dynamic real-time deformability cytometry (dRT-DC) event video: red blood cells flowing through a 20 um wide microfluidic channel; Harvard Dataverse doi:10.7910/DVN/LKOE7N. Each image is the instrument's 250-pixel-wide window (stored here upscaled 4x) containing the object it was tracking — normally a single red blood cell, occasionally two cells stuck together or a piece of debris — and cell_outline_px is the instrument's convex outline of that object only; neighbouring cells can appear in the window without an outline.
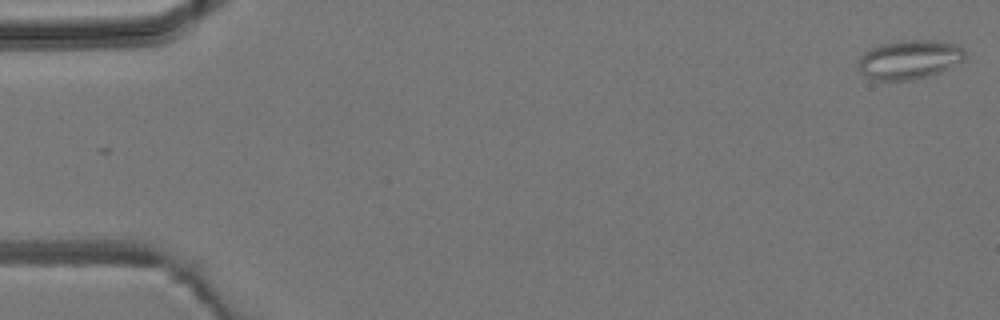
{"species": "common noctule bat (a hibernating species)", "species_latin": "Nyctalus noctula", "temperature_condition": "room temperature", "stored_images_in_passage": 6, "camera_frame_rate_fps": 3000, "um_per_image_px": 0.085, "animal": {"sex": "male", "body_mass_g": 19.2, "forearm_length_mm": 51.8}, "frame": {"image": 1, "passage_image": 6, "time_ms": 5.667, "image_size_px": [1000, 320], "cell_outline_px": [[964, 60], [940, 72], [928, 76], [912, 80], [872, 80], [864, 76], [860, 72], [860, 56], [864, 52], [880, 44], [900, 40], [944, 40], [956, 44], [964, 48]], "centroid_in_image_um": [77.31, 5.05], "position_along_channel_um": 7.7, "area_um2": 24.45}}